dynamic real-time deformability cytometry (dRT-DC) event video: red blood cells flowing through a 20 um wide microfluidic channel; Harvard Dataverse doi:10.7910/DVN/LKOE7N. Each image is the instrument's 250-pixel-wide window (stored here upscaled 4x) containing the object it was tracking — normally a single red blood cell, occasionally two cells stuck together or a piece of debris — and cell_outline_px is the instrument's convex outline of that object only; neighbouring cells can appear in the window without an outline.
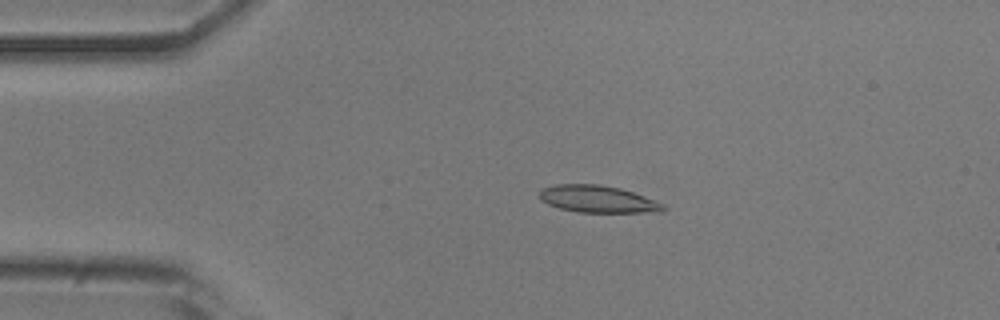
{"species": "common noctule bat (a hibernating species)", "species_latin": "Nyctalus noctula", "temperature_condition": "room temperature", "stored_images_in_passage": 52, "camera_frame_rate_fps": 3000, "um_per_image_px": 0.085, "animal": {"sex": "male", "body_mass_g": 20.5, "forearm_length_mm": 52.5}, "frame": {"image": 1, "passage_image": 10, "time_ms": 3.0, "image_size_px": [1000, 320], "cell_outline_px": [[668, 208], [660, 212], [580, 212], [560, 208], [548, 204], [540, 200], [540, 192], [544, 188], [556, 184], [600, 184], [620, 188], [632, 192], [664, 204]], "centroid_in_image_um": [50.82, 16.92], "position_along_channel_um": 34.2, "area_um2": 19.36}}
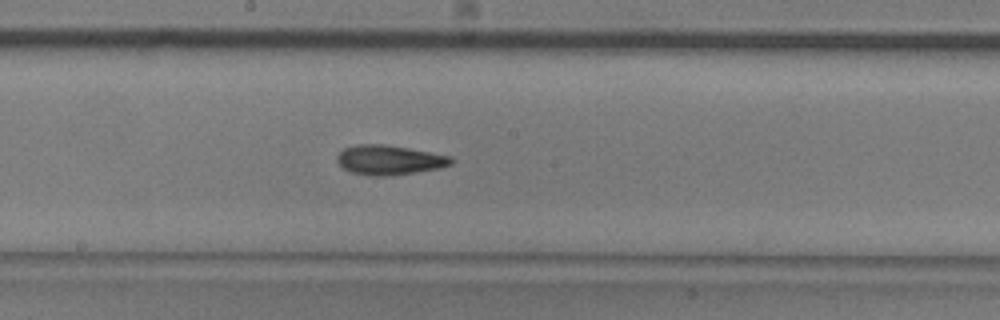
{"frame": {"image": 2, "passage_image": 27, "time_ms": 8.667, "image_size_px": [1000, 320], "cell_outline_px": [[452, 164], [440, 168], [384, 176], [380, 176], [352, 172], [344, 168], [336, 160], [336, 156], [344, 148], [356, 144], [380, 144], [408, 148], [452, 156]], "centroid_in_image_um": [33.08, 13.58], "position_along_channel_um": 215.1, "area_um2": 19.31}}
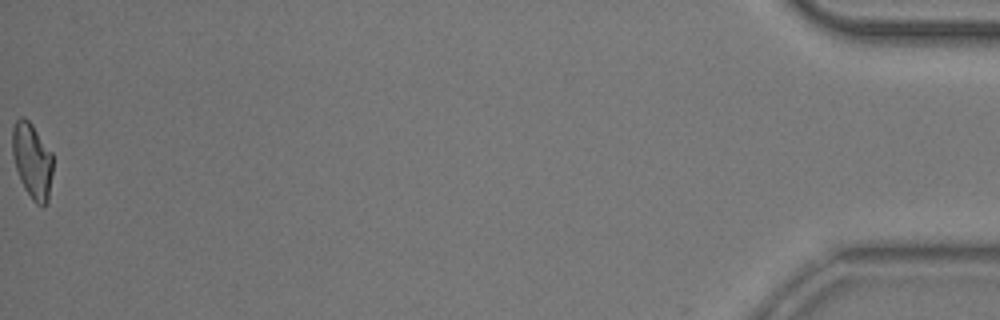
{"frame": {"image": 3, "passage_image": 52, "time_ms": 17.0, "image_size_px": [1000, 320], "cell_outline_px": [[52, 172], [48, 200], [44, 208], [36, 204], [32, 200], [24, 188], [20, 180], [12, 156], [12, 128], [16, 120], [20, 116], [24, 116], [32, 124], [52, 152]], "centroid_in_image_um": [2.73, 13.66], "position_along_channel_um": 432.5, "area_um2": 18.03}, "authors_computed_cell_mechanics": {"area_um2": 18.785, "velocity_mm_per_s": 3.8384, "shape_relaxation_time_tau1_ms": 7.8648, "shape_relaxation_time_tau2_ms": 4.09, "deformation_change_tau1": 0.2029, "deformation_change_tau2": 0.1027}}